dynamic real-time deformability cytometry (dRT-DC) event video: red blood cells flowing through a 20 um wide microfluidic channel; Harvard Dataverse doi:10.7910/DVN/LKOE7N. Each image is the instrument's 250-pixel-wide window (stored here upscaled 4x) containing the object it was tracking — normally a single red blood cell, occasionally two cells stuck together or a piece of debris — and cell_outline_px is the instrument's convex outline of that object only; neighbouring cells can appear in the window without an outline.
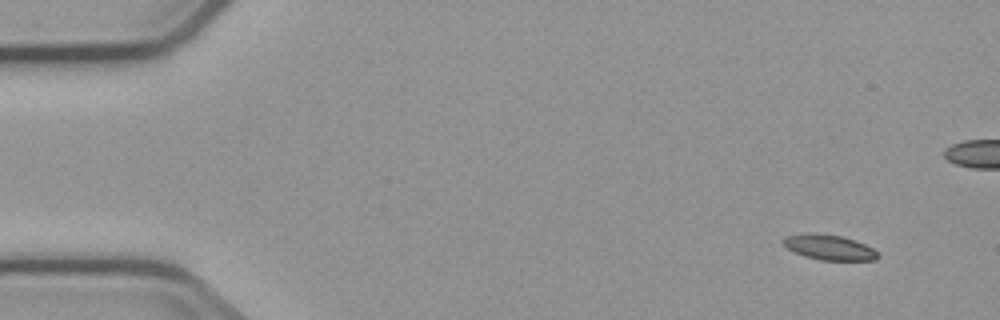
{"species": "common noctule bat (a hibernating species)", "species_latin": "Nyctalus noctula", "temperature_condition": "cold", "stored_images_in_passage": 7, "camera_frame_rate_fps": 3000, "um_per_image_px": 0.085, "animal": {"sex": "male", "body_mass_g": 23.1, "forearm_length_mm": 52.7}, "frame": {"image": 1, "passage_image": 2, "time_ms": 1.333, "image_size_px": [1000, 320], "cell_outline_px": [[880, 256], [876, 260], [820, 260], [804, 256], [788, 248], [780, 240], [784, 236], [808, 232], [816, 232], [840, 236], [856, 240], [872, 248]], "centroid_in_image_um": [70.45, 21.0], "position_along_channel_um": 14.6, "area_um2": 13.99}}